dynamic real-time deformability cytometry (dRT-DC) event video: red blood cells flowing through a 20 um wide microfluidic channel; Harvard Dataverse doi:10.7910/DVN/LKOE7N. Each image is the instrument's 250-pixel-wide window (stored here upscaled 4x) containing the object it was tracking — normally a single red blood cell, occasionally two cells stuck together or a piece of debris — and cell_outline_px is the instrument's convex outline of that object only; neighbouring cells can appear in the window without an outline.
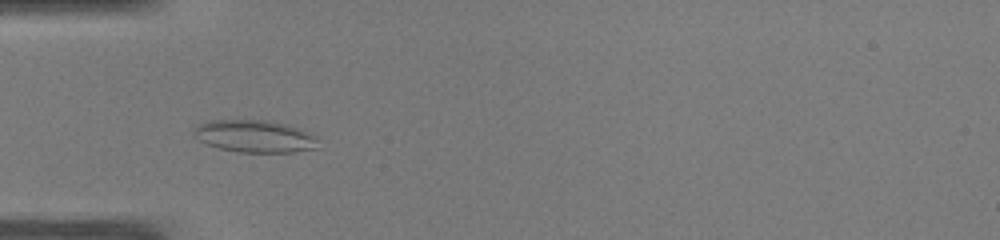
{"species": "common noctule bat (a hibernating species)", "species_latin": "Nyctalus noctula", "temperature_condition": "warm", "stored_images_in_passage": 38, "camera_frame_rate_fps": 3000, "um_per_image_px": 0.085, "animal": {"sex": "male", "body_mass_g": 19.0, "forearm_length_mm": 50.8}, "frame": {"image": 1, "passage_image": 4, "time_ms": 1.0, "image_size_px": [1000, 240], "cell_outline_px": [[316, 148], [296, 152], [240, 152], [220, 148], [204, 144], [192, 132], [192, 128], [200, 124], [212, 120], [264, 120], [288, 124], [308, 132], [316, 140]], "centroid_in_image_um": [21.6, 11.58], "position_along_channel_um": 63.4, "area_um2": 23.24}}
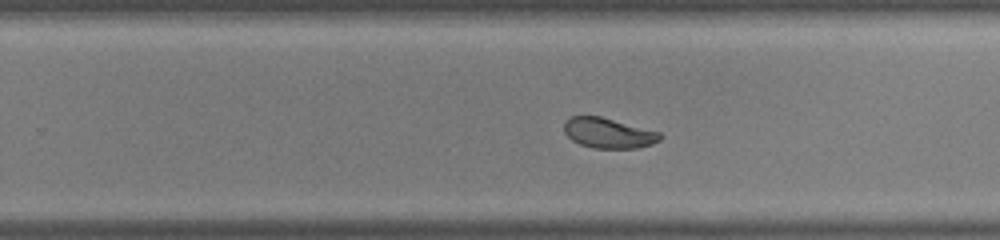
{"frame": {"image": 2, "passage_image": 20, "time_ms": 6.333, "image_size_px": [1000, 240], "cell_outline_px": [[660, 140], [652, 144], [636, 148], [596, 148], [580, 144], [572, 140], [564, 132], [564, 120], [568, 116], [600, 116], [660, 132]], "centroid_in_image_um": [51.68, 11.3], "position_along_channel_um": 278.1, "area_um2": 16.82}}
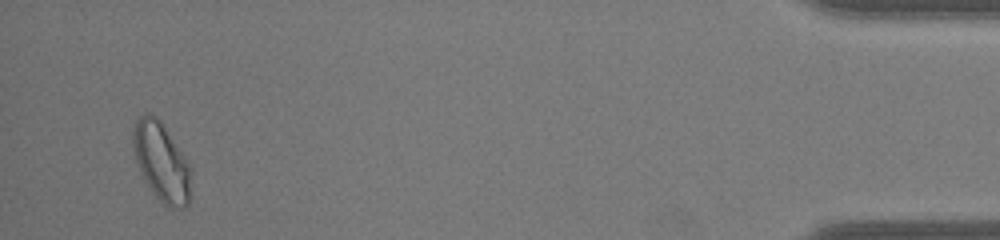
{"frame": {"image": 3, "passage_image": 36, "time_ms": 11.667, "image_size_px": [1000, 240], "cell_outline_px": [[192, 172], [188, 204], [184, 208], [172, 208], [164, 204], [156, 196], [148, 184], [136, 160], [132, 144], [132, 128], [136, 120], [140, 116], [148, 112], [156, 116], [184, 156], [192, 168]], "centroid_in_image_um": [13.73, 13.75], "position_along_channel_um": 421.5, "area_um2": 26.13}, "authors_computed_cell_mechanics": {"area_um2": 18.6983, "velocity_mm_per_s": 4.0711, "shape_relaxation_time_tau1_ms": 4.6878, "shape_relaxation_time_tau2_ms": 0.8716, "deformation_change_tau1": 0.1137, "deformation_change_tau2": 0.0675}}